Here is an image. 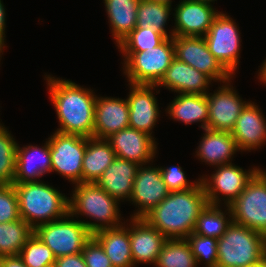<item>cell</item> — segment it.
<instances>
[{"label":"cell","mask_w":266,"mask_h":267,"mask_svg":"<svg viewBox=\"0 0 266 267\" xmlns=\"http://www.w3.org/2000/svg\"><path fill=\"white\" fill-rule=\"evenodd\" d=\"M139 166L136 162L116 157L96 184L117 201H129Z\"/></svg>","instance_id":"603a6c76"},{"label":"cell","mask_w":266,"mask_h":267,"mask_svg":"<svg viewBox=\"0 0 266 267\" xmlns=\"http://www.w3.org/2000/svg\"><path fill=\"white\" fill-rule=\"evenodd\" d=\"M232 80L220 83L214 93L206 94L209 111L208 129L231 133L242 109L249 102L240 97L231 85Z\"/></svg>","instance_id":"4fadbf2b"},{"label":"cell","mask_w":266,"mask_h":267,"mask_svg":"<svg viewBox=\"0 0 266 267\" xmlns=\"http://www.w3.org/2000/svg\"><path fill=\"white\" fill-rule=\"evenodd\" d=\"M151 1H154V2H161V3H166V4H169L171 5L172 4V0H151Z\"/></svg>","instance_id":"bcb514c9"},{"label":"cell","mask_w":266,"mask_h":267,"mask_svg":"<svg viewBox=\"0 0 266 267\" xmlns=\"http://www.w3.org/2000/svg\"><path fill=\"white\" fill-rule=\"evenodd\" d=\"M21 219L14 185H0V223Z\"/></svg>","instance_id":"8d00e7d4"},{"label":"cell","mask_w":266,"mask_h":267,"mask_svg":"<svg viewBox=\"0 0 266 267\" xmlns=\"http://www.w3.org/2000/svg\"><path fill=\"white\" fill-rule=\"evenodd\" d=\"M186 240L195 255L197 265L204 261L205 267H216L218 258L217 239L200 236L192 232Z\"/></svg>","instance_id":"d590c367"},{"label":"cell","mask_w":266,"mask_h":267,"mask_svg":"<svg viewBox=\"0 0 266 267\" xmlns=\"http://www.w3.org/2000/svg\"><path fill=\"white\" fill-rule=\"evenodd\" d=\"M167 37L153 28L136 27L118 45L120 52H151L154 47L162 44Z\"/></svg>","instance_id":"836d02e7"},{"label":"cell","mask_w":266,"mask_h":267,"mask_svg":"<svg viewBox=\"0 0 266 267\" xmlns=\"http://www.w3.org/2000/svg\"><path fill=\"white\" fill-rule=\"evenodd\" d=\"M6 10H5V6L3 4V2L0 0V43L6 47L5 43H6V37H5V28H6Z\"/></svg>","instance_id":"b9f144b4"},{"label":"cell","mask_w":266,"mask_h":267,"mask_svg":"<svg viewBox=\"0 0 266 267\" xmlns=\"http://www.w3.org/2000/svg\"><path fill=\"white\" fill-rule=\"evenodd\" d=\"M139 1L104 0L111 36L116 46L136 28Z\"/></svg>","instance_id":"83f0119b"},{"label":"cell","mask_w":266,"mask_h":267,"mask_svg":"<svg viewBox=\"0 0 266 267\" xmlns=\"http://www.w3.org/2000/svg\"><path fill=\"white\" fill-rule=\"evenodd\" d=\"M256 104H246L231 132L240 152L261 149L266 143V117Z\"/></svg>","instance_id":"ac0fdd59"},{"label":"cell","mask_w":266,"mask_h":267,"mask_svg":"<svg viewBox=\"0 0 266 267\" xmlns=\"http://www.w3.org/2000/svg\"><path fill=\"white\" fill-rule=\"evenodd\" d=\"M106 140L110 143L116 157L139 165H148L157 154L156 138L130 127L111 134Z\"/></svg>","instance_id":"2e32d148"},{"label":"cell","mask_w":266,"mask_h":267,"mask_svg":"<svg viewBox=\"0 0 266 267\" xmlns=\"http://www.w3.org/2000/svg\"><path fill=\"white\" fill-rule=\"evenodd\" d=\"M51 172L63 176L72 184L82 183V164L87 137L55 131L49 138Z\"/></svg>","instance_id":"8fae6325"},{"label":"cell","mask_w":266,"mask_h":267,"mask_svg":"<svg viewBox=\"0 0 266 267\" xmlns=\"http://www.w3.org/2000/svg\"><path fill=\"white\" fill-rule=\"evenodd\" d=\"M34 233L51 249L55 258L82 253L93 236L80 219L75 220L70 213L38 225Z\"/></svg>","instance_id":"52a82bcc"},{"label":"cell","mask_w":266,"mask_h":267,"mask_svg":"<svg viewBox=\"0 0 266 267\" xmlns=\"http://www.w3.org/2000/svg\"><path fill=\"white\" fill-rule=\"evenodd\" d=\"M44 80L49 90V99L59 120V128L56 131L87 138L93 137L97 98L94 90L46 73Z\"/></svg>","instance_id":"6da1fadb"},{"label":"cell","mask_w":266,"mask_h":267,"mask_svg":"<svg viewBox=\"0 0 266 267\" xmlns=\"http://www.w3.org/2000/svg\"><path fill=\"white\" fill-rule=\"evenodd\" d=\"M19 256L27 267L54 265L56 259L51 249L35 233L22 247Z\"/></svg>","instance_id":"e575fe53"},{"label":"cell","mask_w":266,"mask_h":267,"mask_svg":"<svg viewBox=\"0 0 266 267\" xmlns=\"http://www.w3.org/2000/svg\"><path fill=\"white\" fill-rule=\"evenodd\" d=\"M192 1H198V2L207 3V4L212 5V2H215L217 0H192Z\"/></svg>","instance_id":"f6af8a7d"},{"label":"cell","mask_w":266,"mask_h":267,"mask_svg":"<svg viewBox=\"0 0 266 267\" xmlns=\"http://www.w3.org/2000/svg\"><path fill=\"white\" fill-rule=\"evenodd\" d=\"M127 97L129 106V127L153 136V128L160 117L156 94L160 92L157 85L131 84Z\"/></svg>","instance_id":"9a60e30c"},{"label":"cell","mask_w":266,"mask_h":267,"mask_svg":"<svg viewBox=\"0 0 266 267\" xmlns=\"http://www.w3.org/2000/svg\"><path fill=\"white\" fill-rule=\"evenodd\" d=\"M0 267H27L19 255L0 257Z\"/></svg>","instance_id":"60d3db41"},{"label":"cell","mask_w":266,"mask_h":267,"mask_svg":"<svg viewBox=\"0 0 266 267\" xmlns=\"http://www.w3.org/2000/svg\"><path fill=\"white\" fill-rule=\"evenodd\" d=\"M126 224L103 229L93 234V237L103 247L113 267H134L130 248V224Z\"/></svg>","instance_id":"d4e9b609"},{"label":"cell","mask_w":266,"mask_h":267,"mask_svg":"<svg viewBox=\"0 0 266 267\" xmlns=\"http://www.w3.org/2000/svg\"><path fill=\"white\" fill-rule=\"evenodd\" d=\"M41 267H54V265H49V266H41Z\"/></svg>","instance_id":"c3c4849f"},{"label":"cell","mask_w":266,"mask_h":267,"mask_svg":"<svg viewBox=\"0 0 266 267\" xmlns=\"http://www.w3.org/2000/svg\"><path fill=\"white\" fill-rule=\"evenodd\" d=\"M175 57L204 73L213 82H226L234 76L210 53L204 37L173 36Z\"/></svg>","instance_id":"7c38bea8"},{"label":"cell","mask_w":266,"mask_h":267,"mask_svg":"<svg viewBox=\"0 0 266 267\" xmlns=\"http://www.w3.org/2000/svg\"><path fill=\"white\" fill-rule=\"evenodd\" d=\"M154 267H198L195 255L186 239H167Z\"/></svg>","instance_id":"1f68e13d"},{"label":"cell","mask_w":266,"mask_h":267,"mask_svg":"<svg viewBox=\"0 0 266 267\" xmlns=\"http://www.w3.org/2000/svg\"><path fill=\"white\" fill-rule=\"evenodd\" d=\"M0 122V185L13 184L18 143Z\"/></svg>","instance_id":"d6a6232c"},{"label":"cell","mask_w":266,"mask_h":267,"mask_svg":"<svg viewBox=\"0 0 266 267\" xmlns=\"http://www.w3.org/2000/svg\"><path fill=\"white\" fill-rule=\"evenodd\" d=\"M123 74L131 84L157 85L175 57L173 38H167L151 52H121Z\"/></svg>","instance_id":"8992f818"},{"label":"cell","mask_w":266,"mask_h":267,"mask_svg":"<svg viewBox=\"0 0 266 267\" xmlns=\"http://www.w3.org/2000/svg\"><path fill=\"white\" fill-rule=\"evenodd\" d=\"M208 205L201 181L192 189L170 192L142 218L167 239H186Z\"/></svg>","instance_id":"7a4b0ae2"},{"label":"cell","mask_w":266,"mask_h":267,"mask_svg":"<svg viewBox=\"0 0 266 267\" xmlns=\"http://www.w3.org/2000/svg\"><path fill=\"white\" fill-rule=\"evenodd\" d=\"M250 267H266V255Z\"/></svg>","instance_id":"ee69618b"},{"label":"cell","mask_w":266,"mask_h":267,"mask_svg":"<svg viewBox=\"0 0 266 267\" xmlns=\"http://www.w3.org/2000/svg\"><path fill=\"white\" fill-rule=\"evenodd\" d=\"M229 207L232 222L266 237V170L260 169Z\"/></svg>","instance_id":"ba28073f"},{"label":"cell","mask_w":266,"mask_h":267,"mask_svg":"<svg viewBox=\"0 0 266 267\" xmlns=\"http://www.w3.org/2000/svg\"><path fill=\"white\" fill-rule=\"evenodd\" d=\"M159 168L163 177V181L170 192L192 189L200 182V178L194 182L187 180L185 172L181 166H159Z\"/></svg>","instance_id":"74e56055"},{"label":"cell","mask_w":266,"mask_h":267,"mask_svg":"<svg viewBox=\"0 0 266 267\" xmlns=\"http://www.w3.org/2000/svg\"><path fill=\"white\" fill-rule=\"evenodd\" d=\"M130 248L134 267L137 264L155 265L158 255L167 240L143 218H130Z\"/></svg>","instance_id":"d6986e66"},{"label":"cell","mask_w":266,"mask_h":267,"mask_svg":"<svg viewBox=\"0 0 266 267\" xmlns=\"http://www.w3.org/2000/svg\"><path fill=\"white\" fill-rule=\"evenodd\" d=\"M216 267H250L266 255V237L232 222L217 239Z\"/></svg>","instance_id":"5b68a950"},{"label":"cell","mask_w":266,"mask_h":267,"mask_svg":"<svg viewBox=\"0 0 266 267\" xmlns=\"http://www.w3.org/2000/svg\"><path fill=\"white\" fill-rule=\"evenodd\" d=\"M257 73H258L257 78L260 80V82L266 85V59L263 61Z\"/></svg>","instance_id":"7bdbcfd3"},{"label":"cell","mask_w":266,"mask_h":267,"mask_svg":"<svg viewBox=\"0 0 266 267\" xmlns=\"http://www.w3.org/2000/svg\"><path fill=\"white\" fill-rule=\"evenodd\" d=\"M54 267H87L82 253L58 257L55 259Z\"/></svg>","instance_id":"ab89813d"},{"label":"cell","mask_w":266,"mask_h":267,"mask_svg":"<svg viewBox=\"0 0 266 267\" xmlns=\"http://www.w3.org/2000/svg\"><path fill=\"white\" fill-rule=\"evenodd\" d=\"M209 204L199 214L193 233L211 238H221L232 223V212L229 206ZM226 215H228L226 217Z\"/></svg>","instance_id":"f1b7e54d"},{"label":"cell","mask_w":266,"mask_h":267,"mask_svg":"<svg viewBox=\"0 0 266 267\" xmlns=\"http://www.w3.org/2000/svg\"><path fill=\"white\" fill-rule=\"evenodd\" d=\"M128 127L129 106L127 98L97 96L93 137L106 139L111 134Z\"/></svg>","instance_id":"ffe728a7"},{"label":"cell","mask_w":266,"mask_h":267,"mask_svg":"<svg viewBox=\"0 0 266 267\" xmlns=\"http://www.w3.org/2000/svg\"><path fill=\"white\" fill-rule=\"evenodd\" d=\"M173 10V36L195 37H204L220 12L213 5L192 0H181Z\"/></svg>","instance_id":"e0dca14e"},{"label":"cell","mask_w":266,"mask_h":267,"mask_svg":"<svg viewBox=\"0 0 266 267\" xmlns=\"http://www.w3.org/2000/svg\"><path fill=\"white\" fill-rule=\"evenodd\" d=\"M20 217L33 229L69 213V197L43 181L13 184Z\"/></svg>","instance_id":"277c9868"},{"label":"cell","mask_w":266,"mask_h":267,"mask_svg":"<svg viewBox=\"0 0 266 267\" xmlns=\"http://www.w3.org/2000/svg\"><path fill=\"white\" fill-rule=\"evenodd\" d=\"M33 234L34 229L22 218L0 223V257L19 255Z\"/></svg>","instance_id":"4dcf8cb0"},{"label":"cell","mask_w":266,"mask_h":267,"mask_svg":"<svg viewBox=\"0 0 266 267\" xmlns=\"http://www.w3.org/2000/svg\"><path fill=\"white\" fill-rule=\"evenodd\" d=\"M82 256L87 267H113L103 247L93 236L82 250Z\"/></svg>","instance_id":"f35d334b"},{"label":"cell","mask_w":266,"mask_h":267,"mask_svg":"<svg viewBox=\"0 0 266 267\" xmlns=\"http://www.w3.org/2000/svg\"><path fill=\"white\" fill-rule=\"evenodd\" d=\"M172 5L154 2L151 0H140L137 7V23L136 27L153 28L162 33L167 38L173 37V31H167V21L171 15ZM169 33V34H167Z\"/></svg>","instance_id":"f546056e"},{"label":"cell","mask_w":266,"mask_h":267,"mask_svg":"<svg viewBox=\"0 0 266 267\" xmlns=\"http://www.w3.org/2000/svg\"><path fill=\"white\" fill-rule=\"evenodd\" d=\"M211 82L213 81L204 73L174 57L170 67L157 84V88L163 86L165 89L167 88L169 91L171 90L177 94L188 93L206 95L210 90L209 86Z\"/></svg>","instance_id":"44dd1931"},{"label":"cell","mask_w":266,"mask_h":267,"mask_svg":"<svg viewBox=\"0 0 266 267\" xmlns=\"http://www.w3.org/2000/svg\"><path fill=\"white\" fill-rule=\"evenodd\" d=\"M73 187L74 191L69 198V213L76 219L81 215L93 220H80L92 234L126 223L122 222L123 217L118 206L120 202L96 183H80Z\"/></svg>","instance_id":"3957f363"},{"label":"cell","mask_w":266,"mask_h":267,"mask_svg":"<svg viewBox=\"0 0 266 267\" xmlns=\"http://www.w3.org/2000/svg\"><path fill=\"white\" fill-rule=\"evenodd\" d=\"M166 108L167 116L174 121L192 125L201 123L199 127L207 128L209 111L206 95L179 93Z\"/></svg>","instance_id":"484cf974"},{"label":"cell","mask_w":266,"mask_h":267,"mask_svg":"<svg viewBox=\"0 0 266 267\" xmlns=\"http://www.w3.org/2000/svg\"><path fill=\"white\" fill-rule=\"evenodd\" d=\"M196 150V158L209 166H220L232 163L233 156L240 150L230 132L205 128Z\"/></svg>","instance_id":"cb8c5ba5"},{"label":"cell","mask_w":266,"mask_h":267,"mask_svg":"<svg viewBox=\"0 0 266 267\" xmlns=\"http://www.w3.org/2000/svg\"><path fill=\"white\" fill-rule=\"evenodd\" d=\"M46 173H51L50 144L46 139L42 147L23 145L17 147L16 167L13 184L39 182Z\"/></svg>","instance_id":"7402d4cb"},{"label":"cell","mask_w":266,"mask_h":267,"mask_svg":"<svg viewBox=\"0 0 266 267\" xmlns=\"http://www.w3.org/2000/svg\"><path fill=\"white\" fill-rule=\"evenodd\" d=\"M5 47L0 43V60H1V56L3 55L4 49ZM2 53V54H1Z\"/></svg>","instance_id":"7dc6e473"},{"label":"cell","mask_w":266,"mask_h":267,"mask_svg":"<svg viewBox=\"0 0 266 267\" xmlns=\"http://www.w3.org/2000/svg\"><path fill=\"white\" fill-rule=\"evenodd\" d=\"M152 163L148 166L140 165L137 170L129 201L138 209L130 215V218H142L170 193L163 181L159 166L153 167Z\"/></svg>","instance_id":"5bb4252c"},{"label":"cell","mask_w":266,"mask_h":267,"mask_svg":"<svg viewBox=\"0 0 266 267\" xmlns=\"http://www.w3.org/2000/svg\"><path fill=\"white\" fill-rule=\"evenodd\" d=\"M115 158V152L106 139L87 138L82 164V183H96Z\"/></svg>","instance_id":"4316f807"},{"label":"cell","mask_w":266,"mask_h":267,"mask_svg":"<svg viewBox=\"0 0 266 267\" xmlns=\"http://www.w3.org/2000/svg\"><path fill=\"white\" fill-rule=\"evenodd\" d=\"M237 23L223 12L215 17L204 36L210 53L233 75L239 66L241 37Z\"/></svg>","instance_id":"30bf717a"},{"label":"cell","mask_w":266,"mask_h":267,"mask_svg":"<svg viewBox=\"0 0 266 267\" xmlns=\"http://www.w3.org/2000/svg\"><path fill=\"white\" fill-rule=\"evenodd\" d=\"M214 169L211 176L200 177L208 203L229 206L261 168L258 166L243 170L242 167L229 163L216 166ZM222 200L224 203L221 202Z\"/></svg>","instance_id":"9c48e42d"}]
</instances>
